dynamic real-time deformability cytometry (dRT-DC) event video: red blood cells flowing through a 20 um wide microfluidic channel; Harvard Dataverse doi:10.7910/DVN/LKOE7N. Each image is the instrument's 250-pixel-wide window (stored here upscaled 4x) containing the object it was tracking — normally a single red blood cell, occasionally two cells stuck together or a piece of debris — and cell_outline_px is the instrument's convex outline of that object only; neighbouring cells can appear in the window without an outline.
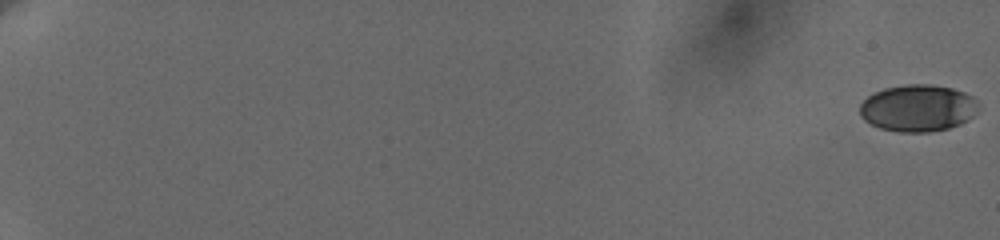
{"species": "human", "species_latin": "Homo sapiens", "temperature_condition": "cold", "stored_images_in_passage": 5, "camera_frame_rate_fps": 3000, "um_per_image_px": 0.085, "donor": {"sex": "female"}, "frame": {"image": 1, "passage_image": 1, "time_ms": 0.0, "image_size_px": [1000, 240], "cell_outline_px": [[976, 112], [968, 120], [960, 124], [948, 128], [928, 132], [896, 132], [880, 128], [864, 120], [860, 116], [860, 104], [868, 96], [884, 88], [908, 84], [932, 84], [952, 88], [964, 92], [972, 96], [976, 100]], "centroid_in_image_um": [78.0, 9.19], "position_along_channel_um": 7.0, "area_um2": 32.37}}